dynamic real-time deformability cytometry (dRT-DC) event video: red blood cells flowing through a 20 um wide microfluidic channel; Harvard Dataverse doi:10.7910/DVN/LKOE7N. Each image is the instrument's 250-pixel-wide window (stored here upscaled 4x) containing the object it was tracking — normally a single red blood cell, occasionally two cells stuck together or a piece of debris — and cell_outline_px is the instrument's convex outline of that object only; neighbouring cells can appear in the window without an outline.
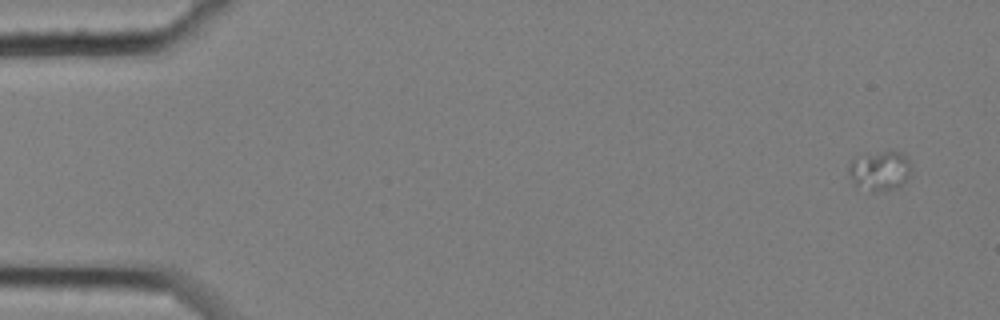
{"species": "common noctule bat (a hibernating species)", "species_latin": "Nyctalus noctula", "temperature_condition": "cold", "stored_images_in_passage": 4, "camera_frame_rate_fps": 3000, "um_per_image_px": 0.085, "animal": {"sex": "female", "body_mass_g": 25.1}, "frame": {"image": 1, "passage_image": 1, "time_ms": 0.0, "image_size_px": [1000, 320], "cell_outline_px": [[908, 176], [896, 188], [872, 192], [856, 184], [848, 172], [848, 164], [856, 156], [884, 152], [904, 152], [908, 160]], "centroid_in_image_um": [74.74, 14.5], "position_along_channel_um": 10.3, "area_um2": 13.87}}